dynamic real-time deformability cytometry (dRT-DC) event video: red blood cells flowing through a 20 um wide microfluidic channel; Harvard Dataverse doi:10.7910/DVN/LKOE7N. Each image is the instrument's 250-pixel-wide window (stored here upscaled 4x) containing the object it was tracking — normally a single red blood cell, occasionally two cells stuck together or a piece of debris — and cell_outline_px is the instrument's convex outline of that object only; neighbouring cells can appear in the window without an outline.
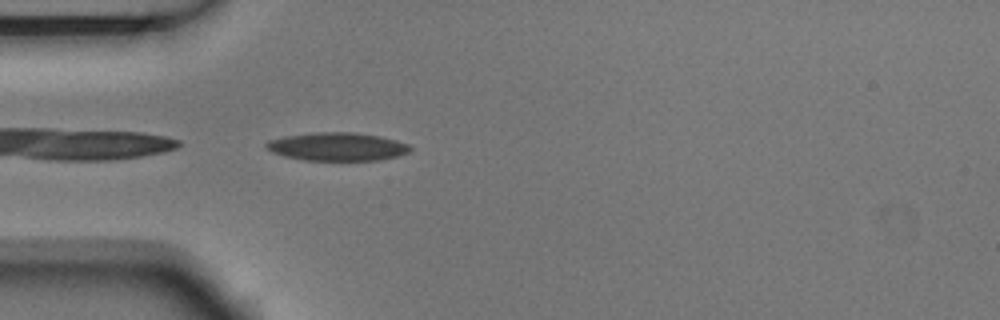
{"species": "Egyptian fruit bat (a non-hibernating species)", "species_latin": "Rousettus aegyptiacus", "temperature_condition": "room temperature", "stored_images_in_passage": 1, "camera_frame_rate_fps": 3000, "um_per_image_px": 0.085, "animal": {"sex": "male"}, "frame": {"image": 1, "passage_image": 1, "time_ms": 0.0, "image_size_px": [1000, 320], "cell_outline_px": [[412, 148], [408, 152], [396, 156], [380, 160], [304, 160], [284, 156], [272, 152], [264, 148], [264, 144], [268, 140], [284, 136], [312, 132], [356, 132], [380, 136], [396, 140], [408, 144]], "centroid_in_image_um": [28.62, 12.45], "position_along_channel_um": 56.4, "area_um2": 23.81}}